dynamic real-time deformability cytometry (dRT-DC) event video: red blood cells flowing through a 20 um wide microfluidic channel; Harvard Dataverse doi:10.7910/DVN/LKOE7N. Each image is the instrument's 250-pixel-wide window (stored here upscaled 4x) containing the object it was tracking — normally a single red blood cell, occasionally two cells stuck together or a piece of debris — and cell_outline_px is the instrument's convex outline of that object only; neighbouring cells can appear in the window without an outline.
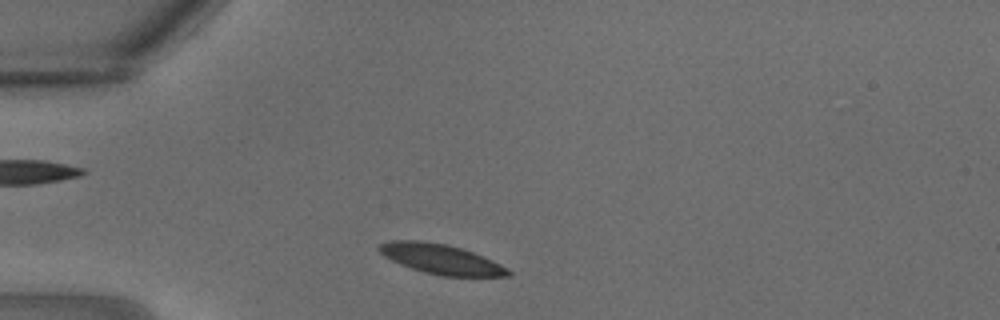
{"species": "common noctule bat (a hibernating species)", "species_latin": "Nyctalus noctula", "temperature_condition": "warm", "stored_images_in_passage": 12, "camera_frame_rate_fps": 3000, "um_per_image_px": 0.085, "animal": {"sex": "male", "body_mass_g": 18.8}, "frame": {"image": 1, "passage_image": 1, "time_ms": 0.0, "image_size_px": [1000, 320], "cell_outline_px": [[512, 272], [508, 276], [444, 276], [424, 272], [400, 264], [384, 256], [376, 248], [380, 244], [388, 240], [420, 240], [448, 244], [484, 256], [508, 268]], "centroid_in_image_um": [37.47, 22.01], "position_along_channel_um": 47.5, "area_um2": 22.43}}
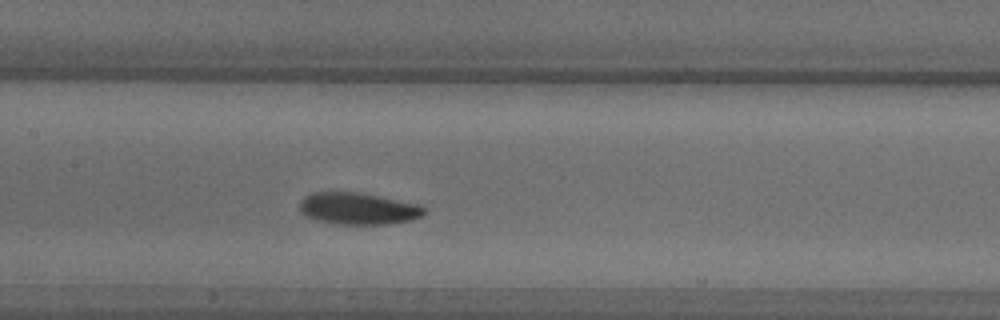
{"frame": {"image": 2, "passage_image": 8, "time_ms": 2.333, "image_size_px": [1000, 320], "cell_outline_px": [[428, 212], [420, 216], [408, 220], [388, 224], [340, 224], [316, 220], [300, 212], [300, 200], [304, 196], [312, 192], [360, 192], [424, 204], [428, 208]], "centroid_in_image_um": [30.51, 17.71], "position_along_channel_um": 176.9, "area_um2": 23.47}}
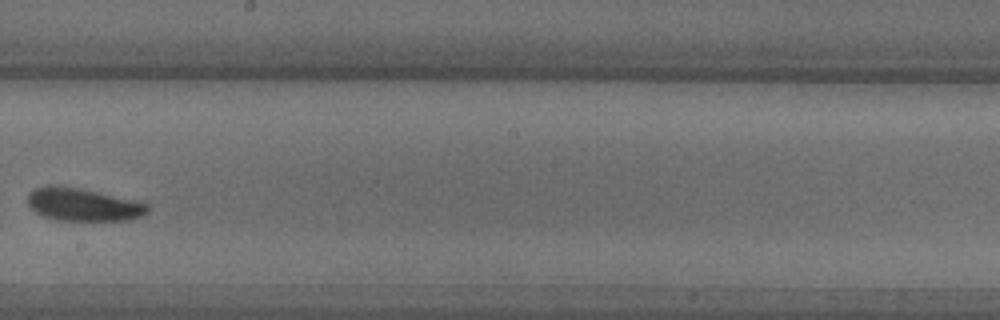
{"frame": {"image": 3, "passage_image": 11, "time_ms": 3.333, "image_size_px": [1000, 320], "cell_outline_px": [[148, 212], [140, 216], [128, 220], [60, 220], [44, 216], [36, 212], [28, 204], [28, 196], [36, 188], [48, 184], [52, 184], [76, 188], [96, 192], [148, 204]], "centroid_in_image_um": [7.03, 17.39], "position_along_channel_um": 241.2, "area_um2": 22.31}}